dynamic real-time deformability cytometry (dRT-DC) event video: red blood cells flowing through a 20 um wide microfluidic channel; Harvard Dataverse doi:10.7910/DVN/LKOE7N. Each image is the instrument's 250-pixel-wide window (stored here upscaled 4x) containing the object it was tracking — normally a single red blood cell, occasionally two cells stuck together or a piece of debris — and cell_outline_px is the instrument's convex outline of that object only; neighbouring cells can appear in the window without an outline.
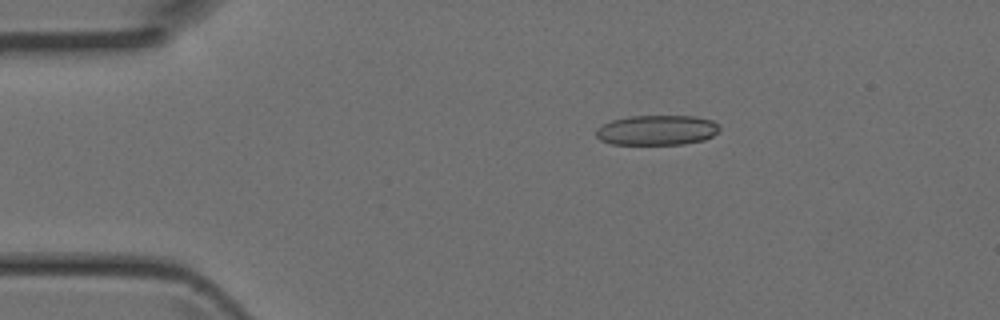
{"species": "Egyptian fruit bat (a non-hibernating species)", "species_latin": "Rousettus aegyptiacus", "temperature_condition": "room temperature", "stored_images_in_passage": 4, "camera_frame_rate_fps": 3000, "um_per_image_px": 0.085, "animal": {"sex": "female"}, "frame": {"image": 1, "passage_image": 3, "time_ms": 0.667, "image_size_px": [1000, 320], "cell_outline_px": [[720, 128], [712, 136], [704, 140], [684, 144], [612, 144], [600, 140], [596, 136], [596, 128], [612, 120], [628, 116], [696, 116], [712, 120]], "centroid_in_image_um": [55.82, 11.06], "position_along_channel_um": 29.2, "area_um2": 21.56}}